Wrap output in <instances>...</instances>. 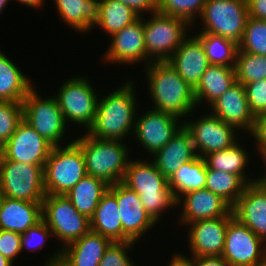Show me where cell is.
Listing matches in <instances>:
<instances>
[{
    "mask_svg": "<svg viewBox=\"0 0 266 266\" xmlns=\"http://www.w3.org/2000/svg\"><path fill=\"white\" fill-rule=\"evenodd\" d=\"M91 84L87 76H72L61 83L54 95L66 124L76 123L78 127L83 126L84 132L94 122L99 98L97 89Z\"/></svg>",
    "mask_w": 266,
    "mask_h": 266,
    "instance_id": "ba28073f",
    "label": "cell"
},
{
    "mask_svg": "<svg viewBox=\"0 0 266 266\" xmlns=\"http://www.w3.org/2000/svg\"><path fill=\"white\" fill-rule=\"evenodd\" d=\"M85 175L84 154L73 140L54 146L44 165L45 192L66 195Z\"/></svg>",
    "mask_w": 266,
    "mask_h": 266,
    "instance_id": "8992f818",
    "label": "cell"
},
{
    "mask_svg": "<svg viewBox=\"0 0 266 266\" xmlns=\"http://www.w3.org/2000/svg\"><path fill=\"white\" fill-rule=\"evenodd\" d=\"M53 147L23 119L3 145V157L20 163L45 165Z\"/></svg>",
    "mask_w": 266,
    "mask_h": 266,
    "instance_id": "e0dca14e",
    "label": "cell"
},
{
    "mask_svg": "<svg viewBox=\"0 0 266 266\" xmlns=\"http://www.w3.org/2000/svg\"><path fill=\"white\" fill-rule=\"evenodd\" d=\"M122 183L139 195L144 209L156 223L166 210L177 207L168 179L151 159H130Z\"/></svg>",
    "mask_w": 266,
    "mask_h": 266,
    "instance_id": "3957f363",
    "label": "cell"
},
{
    "mask_svg": "<svg viewBox=\"0 0 266 266\" xmlns=\"http://www.w3.org/2000/svg\"><path fill=\"white\" fill-rule=\"evenodd\" d=\"M109 186L104 180L87 174L65 196L82 215L90 219Z\"/></svg>",
    "mask_w": 266,
    "mask_h": 266,
    "instance_id": "4dcf8cb0",
    "label": "cell"
},
{
    "mask_svg": "<svg viewBox=\"0 0 266 266\" xmlns=\"http://www.w3.org/2000/svg\"><path fill=\"white\" fill-rule=\"evenodd\" d=\"M108 190L116 197L119 206L123 242L138 243L157 223L144 209L139 195L122 182L110 185Z\"/></svg>",
    "mask_w": 266,
    "mask_h": 266,
    "instance_id": "9a60e30c",
    "label": "cell"
},
{
    "mask_svg": "<svg viewBox=\"0 0 266 266\" xmlns=\"http://www.w3.org/2000/svg\"><path fill=\"white\" fill-rule=\"evenodd\" d=\"M42 220L63 245L48 255L45 266H59L61 249L91 231L90 219L82 215L65 195L45 194Z\"/></svg>",
    "mask_w": 266,
    "mask_h": 266,
    "instance_id": "277c9868",
    "label": "cell"
},
{
    "mask_svg": "<svg viewBox=\"0 0 266 266\" xmlns=\"http://www.w3.org/2000/svg\"><path fill=\"white\" fill-rule=\"evenodd\" d=\"M151 109V110H150ZM147 112L136 115L134 140L140 143L141 150L151 157L163 148L184 126V120L162 111L150 108ZM180 123V124H179Z\"/></svg>",
    "mask_w": 266,
    "mask_h": 266,
    "instance_id": "5bb4252c",
    "label": "cell"
},
{
    "mask_svg": "<svg viewBox=\"0 0 266 266\" xmlns=\"http://www.w3.org/2000/svg\"><path fill=\"white\" fill-rule=\"evenodd\" d=\"M91 231L112 242H123V228L116 197L108 190L90 218Z\"/></svg>",
    "mask_w": 266,
    "mask_h": 266,
    "instance_id": "f546056e",
    "label": "cell"
},
{
    "mask_svg": "<svg viewBox=\"0 0 266 266\" xmlns=\"http://www.w3.org/2000/svg\"><path fill=\"white\" fill-rule=\"evenodd\" d=\"M12 0H0V15H2V11L5 7H7L8 3Z\"/></svg>",
    "mask_w": 266,
    "mask_h": 266,
    "instance_id": "f5cc1de1",
    "label": "cell"
},
{
    "mask_svg": "<svg viewBox=\"0 0 266 266\" xmlns=\"http://www.w3.org/2000/svg\"><path fill=\"white\" fill-rule=\"evenodd\" d=\"M193 266H230L222 256L191 257Z\"/></svg>",
    "mask_w": 266,
    "mask_h": 266,
    "instance_id": "7dc6e473",
    "label": "cell"
},
{
    "mask_svg": "<svg viewBox=\"0 0 266 266\" xmlns=\"http://www.w3.org/2000/svg\"><path fill=\"white\" fill-rule=\"evenodd\" d=\"M257 266H266V262L263 263V264L257 265Z\"/></svg>",
    "mask_w": 266,
    "mask_h": 266,
    "instance_id": "9f6ffc18",
    "label": "cell"
},
{
    "mask_svg": "<svg viewBox=\"0 0 266 266\" xmlns=\"http://www.w3.org/2000/svg\"><path fill=\"white\" fill-rule=\"evenodd\" d=\"M42 220V203L4 197L0 209V229L24 233Z\"/></svg>",
    "mask_w": 266,
    "mask_h": 266,
    "instance_id": "d4e9b609",
    "label": "cell"
},
{
    "mask_svg": "<svg viewBox=\"0 0 266 266\" xmlns=\"http://www.w3.org/2000/svg\"><path fill=\"white\" fill-rule=\"evenodd\" d=\"M196 156L191 134L183 126L163 148L151 156V160L169 179L183 163L193 160Z\"/></svg>",
    "mask_w": 266,
    "mask_h": 266,
    "instance_id": "603a6c76",
    "label": "cell"
},
{
    "mask_svg": "<svg viewBox=\"0 0 266 266\" xmlns=\"http://www.w3.org/2000/svg\"><path fill=\"white\" fill-rule=\"evenodd\" d=\"M149 15L150 17L143 15L147 57L152 62L168 61L189 35L188 31L193 26L184 19L165 15L158 11Z\"/></svg>",
    "mask_w": 266,
    "mask_h": 266,
    "instance_id": "52a82bcc",
    "label": "cell"
},
{
    "mask_svg": "<svg viewBox=\"0 0 266 266\" xmlns=\"http://www.w3.org/2000/svg\"><path fill=\"white\" fill-rule=\"evenodd\" d=\"M186 119L184 127L191 134L195 152L201 158L209 153L229 148L239 140L240 132L210 112H204L198 119L195 117L196 120Z\"/></svg>",
    "mask_w": 266,
    "mask_h": 266,
    "instance_id": "7c38bea8",
    "label": "cell"
},
{
    "mask_svg": "<svg viewBox=\"0 0 266 266\" xmlns=\"http://www.w3.org/2000/svg\"><path fill=\"white\" fill-rule=\"evenodd\" d=\"M248 7V16L266 20V0H246Z\"/></svg>",
    "mask_w": 266,
    "mask_h": 266,
    "instance_id": "bcb514c9",
    "label": "cell"
},
{
    "mask_svg": "<svg viewBox=\"0 0 266 266\" xmlns=\"http://www.w3.org/2000/svg\"><path fill=\"white\" fill-rule=\"evenodd\" d=\"M234 217L266 243V190L257 182L248 184L232 207Z\"/></svg>",
    "mask_w": 266,
    "mask_h": 266,
    "instance_id": "7402d4cb",
    "label": "cell"
},
{
    "mask_svg": "<svg viewBox=\"0 0 266 266\" xmlns=\"http://www.w3.org/2000/svg\"><path fill=\"white\" fill-rule=\"evenodd\" d=\"M249 135L255 140V148L262 157L261 159H266V114L255 117L253 129Z\"/></svg>",
    "mask_w": 266,
    "mask_h": 266,
    "instance_id": "ee69618b",
    "label": "cell"
},
{
    "mask_svg": "<svg viewBox=\"0 0 266 266\" xmlns=\"http://www.w3.org/2000/svg\"><path fill=\"white\" fill-rule=\"evenodd\" d=\"M167 62L193 90L211 65L205 55L202 41L196 34L190 37L188 35Z\"/></svg>",
    "mask_w": 266,
    "mask_h": 266,
    "instance_id": "44dd1931",
    "label": "cell"
},
{
    "mask_svg": "<svg viewBox=\"0 0 266 266\" xmlns=\"http://www.w3.org/2000/svg\"><path fill=\"white\" fill-rule=\"evenodd\" d=\"M110 41V45L102 57L105 64L115 63L116 65L118 63L127 66L142 63L141 65L146 67L152 62L146 54L143 16L113 34Z\"/></svg>",
    "mask_w": 266,
    "mask_h": 266,
    "instance_id": "2e32d148",
    "label": "cell"
},
{
    "mask_svg": "<svg viewBox=\"0 0 266 266\" xmlns=\"http://www.w3.org/2000/svg\"><path fill=\"white\" fill-rule=\"evenodd\" d=\"M137 243L133 241L112 242L106 249L99 266H136L129 257L130 249Z\"/></svg>",
    "mask_w": 266,
    "mask_h": 266,
    "instance_id": "ab89813d",
    "label": "cell"
},
{
    "mask_svg": "<svg viewBox=\"0 0 266 266\" xmlns=\"http://www.w3.org/2000/svg\"><path fill=\"white\" fill-rule=\"evenodd\" d=\"M236 81L247 84L266 79V55L237 51L235 60Z\"/></svg>",
    "mask_w": 266,
    "mask_h": 266,
    "instance_id": "d590c367",
    "label": "cell"
},
{
    "mask_svg": "<svg viewBox=\"0 0 266 266\" xmlns=\"http://www.w3.org/2000/svg\"><path fill=\"white\" fill-rule=\"evenodd\" d=\"M207 0H157V11L184 19L191 26H194L196 18L202 13Z\"/></svg>",
    "mask_w": 266,
    "mask_h": 266,
    "instance_id": "8d00e7d4",
    "label": "cell"
},
{
    "mask_svg": "<svg viewBox=\"0 0 266 266\" xmlns=\"http://www.w3.org/2000/svg\"><path fill=\"white\" fill-rule=\"evenodd\" d=\"M251 112L256 116L266 114V79L244 84Z\"/></svg>",
    "mask_w": 266,
    "mask_h": 266,
    "instance_id": "b9f144b4",
    "label": "cell"
},
{
    "mask_svg": "<svg viewBox=\"0 0 266 266\" xmlns=\"http://www.w3.org/2000/svg\"><path fill=\"white\" fill-rule=\"evenodd\" d=\"M244 146L240 145L239 139L229 148L205 155L206 168L238 175L247 185L257 182V178L251 179L247 175L246 167H249L252 156H249L250 152Z\"/></svg>",
    "mask_w": 266,
    "mask_h": 266,
    "instance_id": "83f0119b",
    "label": "cell"
},
{
    "mask_svg": "<svg viewBox=\"0 0 266 266\" xmlns=\"http://www.w3.org/2000/svg\"><path fill=\"white\" fill-rule=\"evenodd\" d=\"M0 266H15L11 261H9L5 256L0 254Z\"/></svg>",
    "mask_w": 266,
    "mask_h": 266,
    "instance_id": "816d5d0a",
    "label": "cell"
},
{
    "mask_svg": "<svg viewBox=\"0 0 266 266\" xmlns=\"http://www.w3.org/2000/svg\"><path fill=\"white\" fill-rule=\"evenodd\" d=\"M152 109L186 119L196 112L194 90L167 62H151L143 67ZM192 112V113H191Z\"/></svg>",
    "mask_w": 266,
    "mask_h": 266,
    "instance_id": "7a4b0ae2",
    "label": "cell"
},
{
    "mask_svg": "<svg viewBox=\"0 0 266 266\" xmlns=\"http://www.w3.org/2000/svg\"><path fill=\"white\" fill-rule=\"evenodd\" d=\"M202 41L211 65L235 66L238 44L210 33H195Z\"/></svg>",
    "mask_w": 266,
    "mask_h": 266,
    "instance_id": "e575fe53",
    "label": "cell"
},
{
    "mask_svg": "<svg viewBox=\"0 0 266 266\" xmlns=\"http://www.w3.org/2000/svg\"><path fill=\"white\" fill-rule=\"evenodd\" d=\"M0 188L4 197L42 203L45 197L44 165L0 159Z\"/></svg>",
    "mask_w": 266,
    "mask_h": 266,
    "instance_id": "30bf717a",
    "label": "cell"
},
{
    "mask_svg": "<svg viewBox=\"0 0 266 266\" xmlns=\"http://www.w3.org/2000/svg\"><path fill=\"white\" fill-rule=\"evenodd\" d=\"M81 134L73 141L84 154L87 174L109 185L122 182L131 158L129 145L121 140H101Z\"/></svg>",
    "mask_w": 266,
    "mask_h": 266,
    "instance_id": "5b68a950",
    "label": "cell"
},
{
    "mask_svg": "<svg viewBox=\"0 0 266 266\" xmlns=\"http://www.w3.org/2000/svg\"><path fill=\"white\" fill-rule=\"evenodd\" d=\"M210 107V108H209ZM209 112L237 131L250 134L255 115L251 112L246 97L245 86L235 82L214 103L208 106Z\"/></svg>",
    "mask_w": 266,
    "mask_h": 266,
    "instance_id": "ffe728a7",
    "label": "cell"
},
{
    "mask_svg": "<svg viewBox=\"0 0 266 266\" xmlns=\"http://www.w3.org/2000/svg\"><path fill=\"white\" fill-rule=\"evenodd\" d=\"M3 156V145L0 143V159Z\"/></svg>",
    "mask_w": 266,
    "mask_h": 266,
    "instance_id": "11a10c76",
    "label": "cell"
},
{
    "mask_svg": "<svg viewBox=\"0 0 266 266\" xmlns=\"http://www.w3.org/2000/svg\"><path fill=\"white\" fill-rule=\"evenodd\" d=\"M50 237H54L53 232L41 220L35 226L28 228L21 234V252L26 249L31 252H35L38 249L43 250L45 243Z\"/></svg>",
    "mask_w": 266,
    "mask_h": 266,
    "instance_id": "60d3db41",
    "label": "cell"
},
{
    "mask_svg": "<svg viewBox=\"0 0 266 266\" xmlns=\"http://www.w3.org/2000/svg\"><path fill=\"white\" fill-rule=\"evenodd\" d=\"M206 162L196 156L182 166L168 179L169 187L177 200L184 193L204 189L206 184Z\"/></svg>",
    "mask_w": 266,
    "mask_h": 266,
    "instance_id": "d6a6232c",
    "label": "cell"
},
{
    "mask_svg": "<svg viewBox=\"0 0 266 266\" xmlns=\"http://www.w3.org/2000/svg\"><path fill=\"white\" fill-rule=\"evenodd\" d=\"M199 18L203 27L197 33L218 35L239 44L248 19L247 1L207 0Z\"/></svg>",
    "mask_w": 266,
    "mask_h": 266,
    "instance_id": "9c48e42d",
    "label": "cell"
},
{
    "mask_svg": "<svg viewBox=\"0 0 266 266\" xmlns=\"http://www.w3.org/2000/svg\"><path fill=\"white\" fill-rule=\"evenodd\" d=\"M133 82L127 80L105 96L99 95L95 119L87 135L101 140L125 142L126 138L134 134L139 106L135 94L136 82Z\"/></svg>",
    "mask_w": 266,
    "mask_h": 266,
    "instance_id": "6da1fadb",
    "label": "cell"
},
{
    "mask_svg": "<svg viewBox=\"0 0 266 266\" xmlns=\"http://www.w3.org/2000/svg\"><path fill=\"white\" fill-rule=\"evenodd\" d=\"M112 241L90 231L61 249L59 266H99Z\"/></svg>",
    "mask_w": 266,
    "mask_h": 266,
    "instance_id": "cb8c5ba5",
    "label": "cell"
},
{
    "mask_svg": "<svg viewBox=\"0 0 266 266\" xmlns=\"http://www.w3.org/2000/svg\"><path fill=\"white\" fill-rule=\"evenodd\" d=\"M181 207L177 221L181 226L206 219L234 216L232 207L220 196L204 188L181 195L176 202Z\"/></svg>",
    "mask_w": 266,
    "mask_h": 266,
    "instance_id": "ac0fdd59",
    "label": "cell"
},
{
    "mask_svg": "<svg viewBox=\"0 0 266 266\" xmlns=\"http://www.w3.org/2000/svg\"><path fill=\"white\" fill-rule=\"evenodd\" d=\"M22 105L23 119L53 146H62L69 127L55 96L44 98L37 88L33 87L22 101Z\"/></svg>",
    "mask_w": 266,
    "mask_h": 266,
    "instance_id": "8fae6325",
    "label": "cell"
},
{
    "mask_svg": "<svg viewBox=\"0 0 266 266\" xmlns=\"http://www.w3.org/2000/svg\"><path fill=\"white\" fill-rule=\"evenodd\" d=\"M238 50L255 55H266V20L248 16Z\"/></svg>",
    "mask_w": 266,
    "mask_h": 266,
    "instance_id": "74e56055",
    "label": "cell"
},
{
    "mask_svg": "<svg viewBox=\"0 0 266 266\" xmlns=\"http://www.w3.org/2000/svg\"><path fill=\"white\" fill-rule=\"evenodd\" d=\"M23 120V105L0 101V143L4 145Z\"/></svg>",
    "mask_w": 266,
    "mask_h": 266,
    "instance_id": "f35d334b",
    "label": "cell"
},
{
    "mask_svg": "<svg viewBox=\"0 0 266 266\" xmlns=\"http://www.w3.org/2000/svg\"><path fill=\"white\" fill-rule=\"evenodd\" d=\"M234 216L199 220L188 224L187 241L190 257L221 256L225 244L228 222ZM192 255V256H191Z\"/></svg>",
    "mask_w": 266,
    "mask_h": 266,
    "instance_id": "d6986e66",
    "label": "cell"
},
{
    "mask_svg": "<svg viewBox=\"0 0 266 266\" xmlns=\"http://www.w3.org/2000/svg\"><path fill=\"white\" fill-rule=\"evenodd\" d=\"M236 82L235 69L232 66L210 65L197 87L194 98L198 106L204 102L210 106ZM204 100V101H203Z\"/></svg>",
    "mask_w": 266,
    "mask_h": 266,
    "instance_id": "484cf974",
    "label": "cell"
},
{
    "mask_svg": "<svg viewBox=\"0 0 266 266\" xmlns=\"http://www.w3.org/2000/svg\"><path fill=\"white\" fill-rule=\"evenodd\" d=\"M11 60L0 50V101L22 103L36 84Z\"/></svg>",
    "mask_w": 266,
    "mask_h": 266,
    "instance_id": "f1b7e54d",
    "label": "cell"
},
{
    "mask_svg": "<svg viewBox=\"0 0 266 266\" xmlns=\"http://www.w3.org/2000/svg\"><path fill=\"white\" fill-rule=\"evenodd\" d=\"M100 0H54L60 19L75 32L87 33L98 19Z\"/></svg>",
    "mask_w": 266,
    "mask_h": 266,
    "instance_id": "4316f807",
    "label": "cell"
},
{
    "mask_svg": "<svg viewBox=\"0 0 266 266\" xmlns=\"http://www.w3.org/2000/svg\"><path fill=\"white\" fill-rule=\"evenodd\" d=\"M171 260H169V264L167 266H193L191 257H187L185 253L172 254Z\"/></svg>",
    "mask_w": 266,
    "mask_h": 266,
    "instance_id": "c3c4849f",
    "label": "cell"
},
{
    "mask_svg": "<svg viewBox=\"0 0 266 266\" xmlns=\"http://www.w3.org/2000/svg\"><path fill=\"white\" fill-rule=\"evenodd\" d=\"M3 200H4V194L0 188V209H1V205H2Z\"/></svg>",
    "mask_w": 266,
    "mask_h": 266,
    "instance_id": "db71d44e",
    "label": "cell"
},
{
    "mask_svg": "<svg viewBox=\"0 0 266 266\" xmlns=\"http://www.w3.org/2000/svg\"><path fill=\"white\" fill-rule=\"evenodd\" d=\"M246 186L238 175L207 168L205 188L220 196L231 207L236 204Z\"/></svg>",
    "mask_w": 266,
    "mask_h": 266,
    "instance_id": "836d02e7",
    "label": "cell"
},
{
    "mask_svg": "<svg viewBox=\"0 0 266 266\" xmlns=\"http://www.w3.org/2000/svg\"><path fill=\"white\" fill-rule=\"evenodd\" d=\"M221 256L230 266H257L266 262V243L233 217L228 222Z\"/></svg>",
    "mask_w": 266,
    "mask_h": 266,
    "instance_id": "4fadbf2b",
    "label": "cell"
},
{
    "mask_svg": "<svg viewBox=\"0 0 266 266\" xmlns=\"http://www.w3.org/2000/svg\"><path fill=\"white\" fill-rule=\"evenodd\" d=\"M16 2H19L21 5L23 4L29 8L32 7L37 9L43 7L45 0H16Z\"/></svg>",
    "mask_w": 266,
    "mask_h": 266,
    "instance_id": "681fc988",
    "label": "cell"
},
{
    "mask_svg": "<svg viewBox=\"0 0 266 266\" xmlns=\"http://www.w3.org/2000/svg\"><path fill=\"white\" fill-rule=\"evenodd\" d=\"M140 15L127 4L118 0H100L98 19L93 28L112 36L121 31L125 26L132 24Z\"/></svg>",
    "mask_w": 266,
    "mask_h": 266,
    "instance_id": "1f68e13d",
    "label": "cell"
},
{
    "mask_svg": "<svg viewBox=\"0 0 266 266\" xmlns=\"http://www.w3.org/2000/svg\"><path fill=\"white\" fill-rule=\"evenodd\" d=\"M262 161H263L264 166L266 168V159H264ZM265 168H264L265 172L262 174V176L261 177H260V175L257 176V183L266 190V169Z\"/></svg>",
    "mask_w": 266,
    "mask_h": 266,
    "instance_id": "f907efd6",
    "label": "cell"
},
{
    "mask_svg": "<svg viewBox=\"0 0 266 266\" xmlns=\"http://www.w3.org/2000/svg\"><path fill=\"white\" fill-rule=\"evenodd\" d=\"M130 6L140 16L157 11V0H118Z\"/></svg>",
    "mask_w": 266,
    "mask_h": 266,
    "instance_id": "f6af8a7d",
    "label": "cell"
},
{
    "mask_svg": "<svg viewBox=\"0 0 266 266\" xmlns=\"http://www.w3.org/2000/svg\"><path fill=\"white\" fill-rule=\"evenodd\" d=\"M21 253V234L0 229V254L15 264L14 261Z\"/></svg>",
    "mask_w": 266,
    "mask_h": 266,
    "instance_id": "7bdbcfd3",
    "label": "cell"
}]
</instances>
